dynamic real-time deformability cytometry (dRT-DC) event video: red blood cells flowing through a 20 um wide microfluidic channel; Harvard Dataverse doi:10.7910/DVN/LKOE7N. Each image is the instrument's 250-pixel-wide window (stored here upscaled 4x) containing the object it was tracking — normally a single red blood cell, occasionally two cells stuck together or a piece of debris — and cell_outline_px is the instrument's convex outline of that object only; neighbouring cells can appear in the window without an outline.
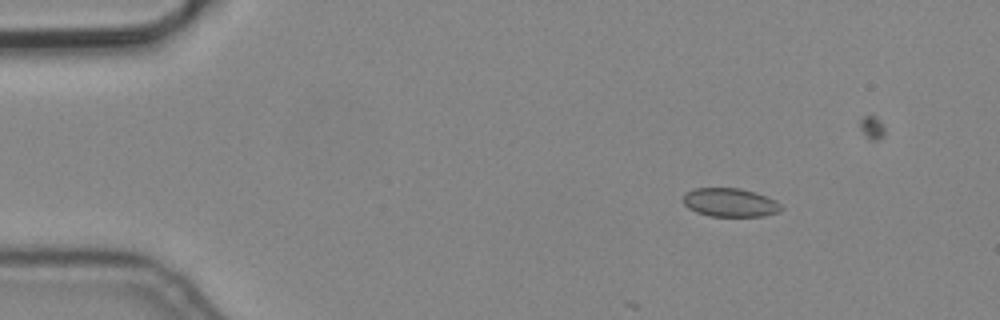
{"species": "common noctule bat (a hibernating species)", "species_latin": "Nyctalus noctula", "temperature_condition": "cold", "stored_images_in_passage": 7, "camera_frame_rate_fps": 3000, "um_per_image_px": 0.085, "animal": {"sex": "male", "body_mass_g": 19.2, "forearm_length_mm": 51.8}, "frame": {"image": 1, "passage_image": 2, "time_ms": 0.333, "image_size_px": [1000, 320], "cell_outline_px": [[784, 208], [780, 212], [764, 216], [708, 216], [696, 212], [688, 208], [684, 204], [684, 192], [696, 188], [740, 188], [756, 192], [776, 200]], "centroid_in_image_um": [62.08, 17.21], "position_along_channel_um": 22.9, "area_um2": 16.53}}
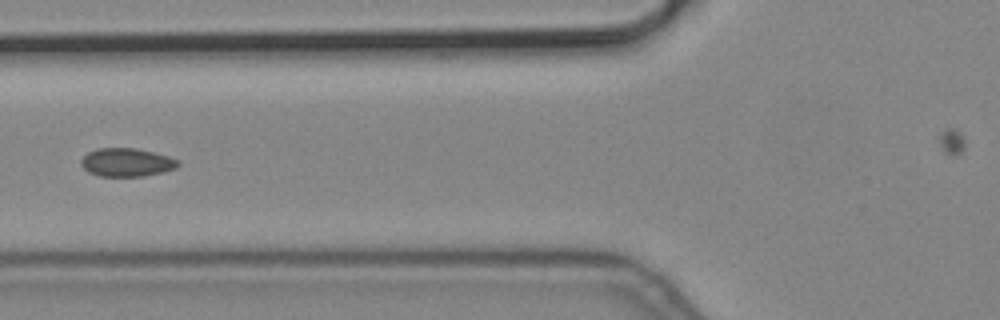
{"frame": {"image": 2, "passage_image": 6, "time_ms": 1.667, "image_size_px": [1000, 320], "cell_outline_px": [[180, 164], [176, 168], [164, 172], [144, 176], [100, 176], [88, 172], [80, 164], [80, 160], [88, 152], [96, 148], [136, 148], [168, 156], [180, 160]], "centroid_in_image_um": [10.77, 13.8], "position_along_channel_um": 115.0, "area_um2": 16.13}}
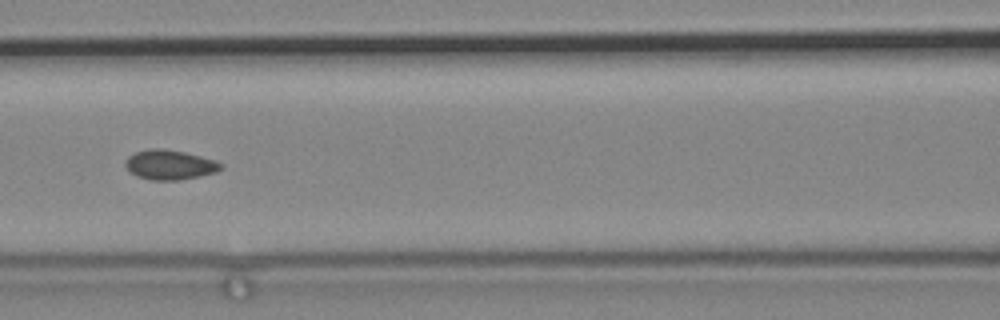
{"frame": {"image": 3, "passage_image": 7, "time_ms": 2.0, "image_size_px": [1000, 320], "cell_outline_px": [[224, 168], [216, 172], [180, 180], [152, 180], [136, 176], [124, 164], [124, 160], [128, 156], [136, 152], [152, 148], [164, 148], [184, 152], [216, 160], [224, 164]], "centroid_in_image_um": [14.45, 14.0], "position_along_channel_um": 152.2, "area_um2": 16.59}}